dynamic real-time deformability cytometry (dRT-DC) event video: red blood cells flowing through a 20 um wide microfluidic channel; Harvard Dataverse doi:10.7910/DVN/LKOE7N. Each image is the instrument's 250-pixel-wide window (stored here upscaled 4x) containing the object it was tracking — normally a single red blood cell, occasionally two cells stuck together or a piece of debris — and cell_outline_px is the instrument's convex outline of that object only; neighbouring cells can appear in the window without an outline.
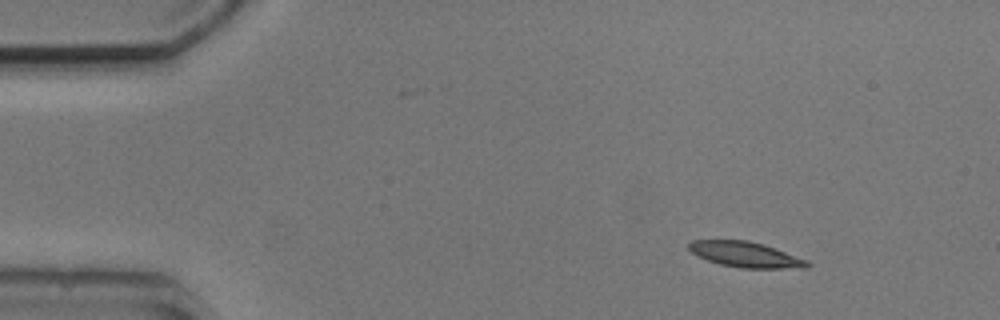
{"species": "common noctule bat (a hibernating species)", "species_latin": "Nyctalus noctula", "temperature_condition": "cold", "stored_images_in_passage": 5, "camera_frame_rate_fps": 3000, "um_per_image_px": 0.085, "animal": {"sex": "male", "body_mass_g": 20.5, "forearm_length_mm": 52.5}, "frame": {"image": 1, "passage_image": 1, "time_ms": 0.0, "image_size_px": [1000, 320], "cell_outline_px": [[812, 264], [804, 268], [740, 268], [720, 264], [696, 256], [688, 248], [688, 244], [692, 240], [748, 240], [764, 244], [808, 260]], "centroid_in_image_um": [63.37, 21.63], "position_along_channel_um": 21.6, "area_um2": 17.63}}